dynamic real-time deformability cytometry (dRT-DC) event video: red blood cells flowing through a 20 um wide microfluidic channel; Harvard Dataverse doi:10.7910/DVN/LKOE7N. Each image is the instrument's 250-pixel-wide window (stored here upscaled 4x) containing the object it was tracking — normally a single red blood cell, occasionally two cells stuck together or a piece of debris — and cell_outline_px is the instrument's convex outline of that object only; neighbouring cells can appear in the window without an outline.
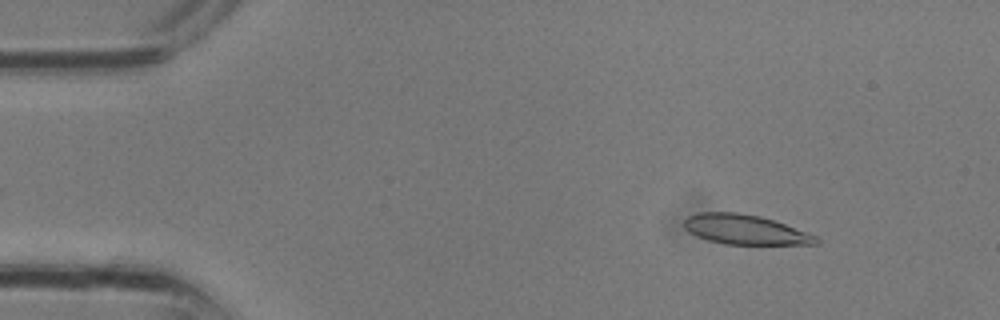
{"species": "common noctule bat (a hibernating species)", "species_latin": "Nyctalus noctula", "temperature_condition": "room temperature", "stored_images_in_passage": 10, "camera_frame_rate_fps": 3000, "um_per_image_px": 0.085, "animal": {"sex": "male", "body_mass_g": 13.3}, "frame": {"image": 1, "passage_image": 1, "time_ms": 0.0, "image_size_px": [1000, 320], "cell_outline_px": [[820, 244], [724, 244], [708, 240], [688, 232], [684, 228], [684, 220], [688, 216], [700, 212], [736, 212], [760, 216], [808, 232], [816, 236], [820, 240]], "centroid_in_image_um": [63.32, 19.51], "position_along_channel_um": 21.7, "area_um2": 22.77}}
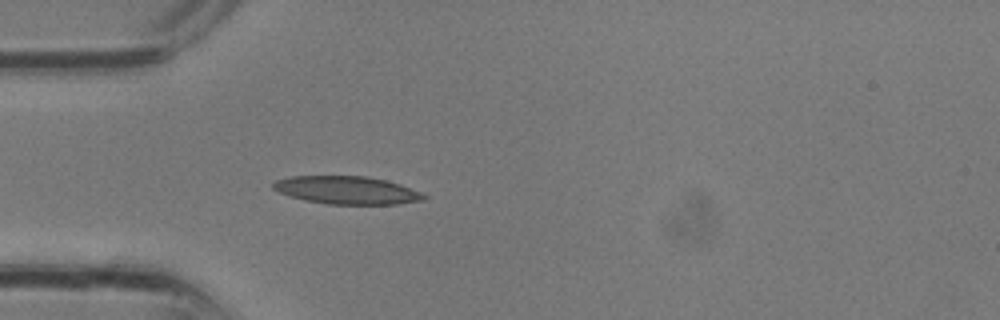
{"frame": {"image": 2, "passage_image": 6, "time_ms": 1.667, "image_size_px": [1000, 320], "cell_outline_px": [[428, 196], [424, 200], [396, 204], [328, 204], [304, 200], [280, 192], [272, 188], [272, 184], [276, 180], [288, 176], [364, 176], [384, 180], [400, 184], [420, 192]], "centroid_in_image_um": [29.48, 16.16], "position_along_channel_um": 55.5, "area_um2": 24.33}}
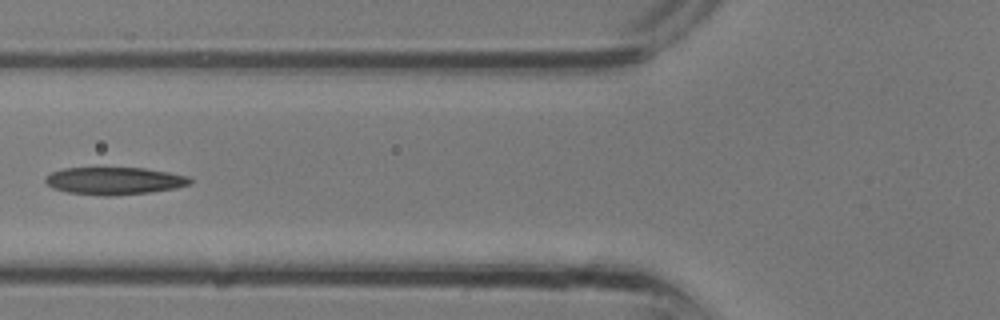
{"frame": {"image": 3, "passage_image": 9, "time_ms": 2.667, "image_size_px": [1000, 320], "cell_outline_px": [[192, 180], [188, 184], [176, 188], [148, 192], [112, 196], [104, 196], [68, 192], [52, 188], [44, 180], [52, 172], [64, 168], [144, 168], [168, 172], [188, 176]], "centroid_in_image_um": [9.71, 15.37], "position_along_channel_um": 116.1, "area_um2": 22.89}}